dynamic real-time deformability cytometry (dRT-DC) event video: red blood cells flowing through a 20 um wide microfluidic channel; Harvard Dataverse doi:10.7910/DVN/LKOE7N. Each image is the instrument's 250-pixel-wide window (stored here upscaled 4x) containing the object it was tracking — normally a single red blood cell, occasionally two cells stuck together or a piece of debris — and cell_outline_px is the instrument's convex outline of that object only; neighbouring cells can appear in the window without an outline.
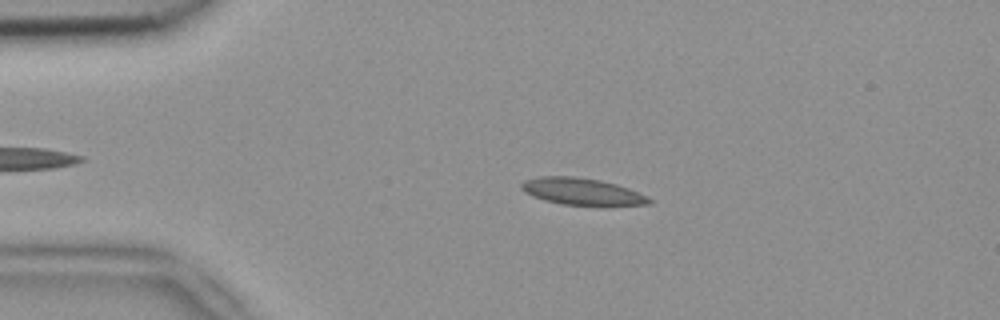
{"species": "common noctule bat (a hibernating species)", "species_latin": "Nyctalus noctula", "temperature_condition": "room temperature", "stored_images_in_passage": 45, "camera_frame_rate_fps": 3000, "um_per_image_px": 0.085, "animal": {"sex": "female", "body_mass_g": 18.4}, "frame": {"image": 1, "passage_image": 10, "time_ms": 3.0, "image_size_px": [1000, 320], "cell_outline_px": [[652, 204], [564, 204], [544, 200], [532, 196], [524, 192], [520, 188], [520, 184], [524, 180], [540, 176], [576, 176], [600, 180], [616, 184], [628, 188], [652, 200]], "centroid_in_image_um": [49.36, 16.25], "position_along_channel_um": 35.6, "area_um2": 19.48}}
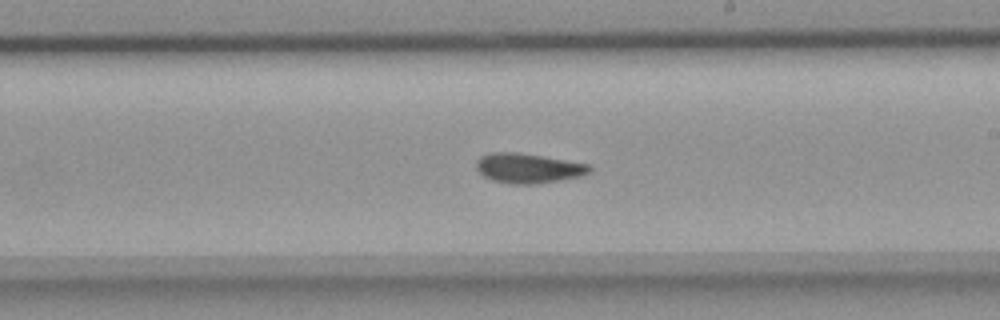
{"frame": {"image": 2, "passage_image": 29, "time_ms": 9.333, "image_size_px": [1000, 320], "cell_outline_px": [[592, 172], [580, 176], [560, 180], [532, 184], [512, 184], [492, 180], [484, 176], [476, 168], [476, 160], [480, 156], [488, 152], [520, 152], [592, 164]], "centroid_in_image_um": [44.92, 14.28], "position_along_channel_um": 244.1, "area_um2": 19.94}}
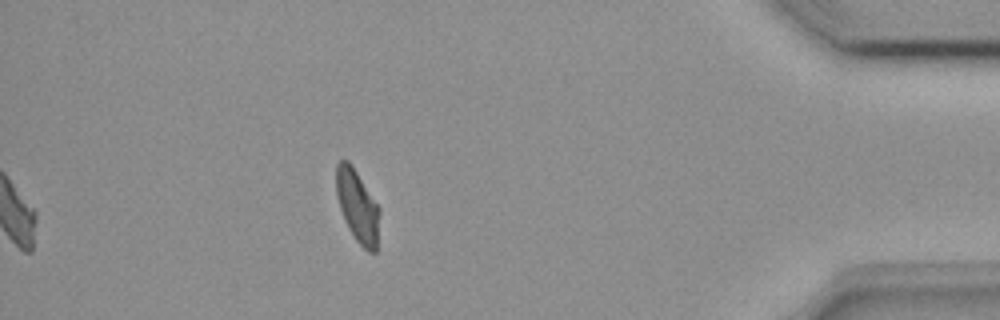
{"frame": {"image": 3, "passage_image": 45, "time_ms": 14.667, "image_size_px": [1000, 320], "cell_outline_px": [[380, 212], [376, 252], [368, 252], [356, 240], [348, 228], [344, 220], [336, 196], [336, 164], [340, 160], [348, 160], [352, 164], [380, 208]], "centroid_in_image_um": [30.38, 17.5], "position_along_channel_um": 404.8, "area_um2": 18.38}, "authors_computed_cell_mechanics": {"area_um2": 18.9584, "velocity_mm_per_s": 3.8991, "shape_relaxation_time_tau1_ms": null, "shape_relaxation_time_tau2_ms": 4.216, "deformation_change_tau1": null, "deformation_change_tau2": 0.0951}}